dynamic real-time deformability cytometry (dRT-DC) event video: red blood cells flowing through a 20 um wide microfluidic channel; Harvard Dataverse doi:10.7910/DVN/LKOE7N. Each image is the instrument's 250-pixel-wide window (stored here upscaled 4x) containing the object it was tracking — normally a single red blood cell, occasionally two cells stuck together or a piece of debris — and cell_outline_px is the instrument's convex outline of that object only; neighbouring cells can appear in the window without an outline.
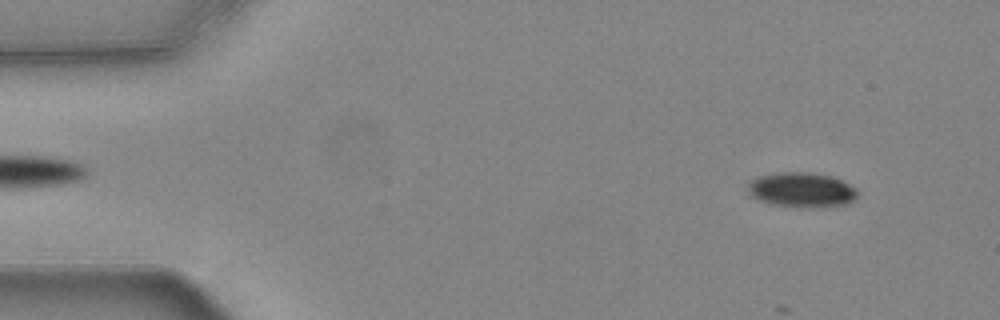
{"species": "common noctule bat (a hibernating species)", "species_latin": "Nyctalus noctula", "temperature_condition": "warm", "stored_images_in_passage": 15, "camera_frame_rate_fps": 3000, "um_per_image_px": 0.085, "animal": {"sex": "female", "body_mass_g": 24.6, "forearm_length_mm": 56.2}, "frame": {"image": 1, "passage_image": 4, "time_ms": 1.0, "image_size_px": [1000, 320], "cell_outline_px": [[856, 200], [848, 204], [808, 208], [800, 208], [772, 204], [756, 200], [748, 196], [748, 184], [752, 180], [760, 176], [780, 172], [808, 172], [832, 176], [856, 188]], "centroid_in_image_um": [68.11, 16.16], "position_along_channel_um": 16.9, "area_um2": 22.48}}